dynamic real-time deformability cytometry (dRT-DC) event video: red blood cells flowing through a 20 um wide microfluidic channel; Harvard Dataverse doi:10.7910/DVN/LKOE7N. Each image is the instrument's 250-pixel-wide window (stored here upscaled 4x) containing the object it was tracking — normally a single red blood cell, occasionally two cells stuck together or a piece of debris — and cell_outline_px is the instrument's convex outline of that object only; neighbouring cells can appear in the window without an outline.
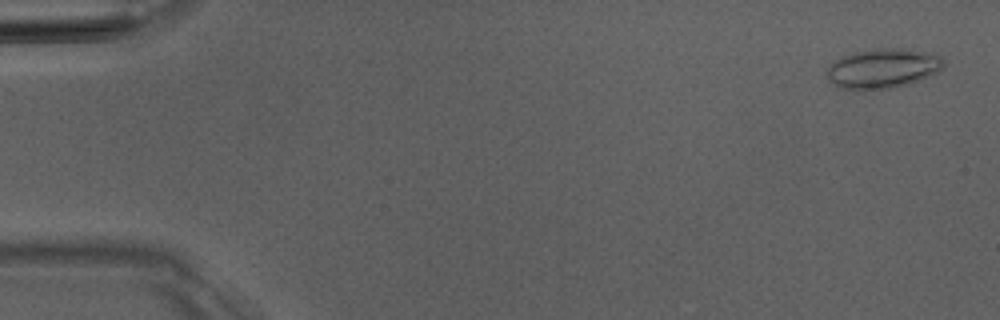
{"species": "Egyptian fruit bat (a non-hibernating species)", "species_latin": "Rousettus aegyptiacus", "temperature_condition": "room temperature", "stored_images_in_passage": 5, "camera_frame_rate_fps": 3000, "um_per_image_px": 0.085, "animal": {"sex": "male"}, "frame": {"image": 1, "passage_image": 1, "time_ms": 0.0, "image_size_px": [1000, 320], "cell_outline_px": [[944, 68], [936, 72], [908, 84], [888, 88], [864, 92], [840, 88], [832, 84], [828, 80], [828, 68], [836, 60], [852, 52], [884, 48], [908, 48], [940, 56], [944, 60]], "centroid_in_image_um": [75.01, 5.84], "position_along_channel_um": 10.0, "area_um2": 27.05}}